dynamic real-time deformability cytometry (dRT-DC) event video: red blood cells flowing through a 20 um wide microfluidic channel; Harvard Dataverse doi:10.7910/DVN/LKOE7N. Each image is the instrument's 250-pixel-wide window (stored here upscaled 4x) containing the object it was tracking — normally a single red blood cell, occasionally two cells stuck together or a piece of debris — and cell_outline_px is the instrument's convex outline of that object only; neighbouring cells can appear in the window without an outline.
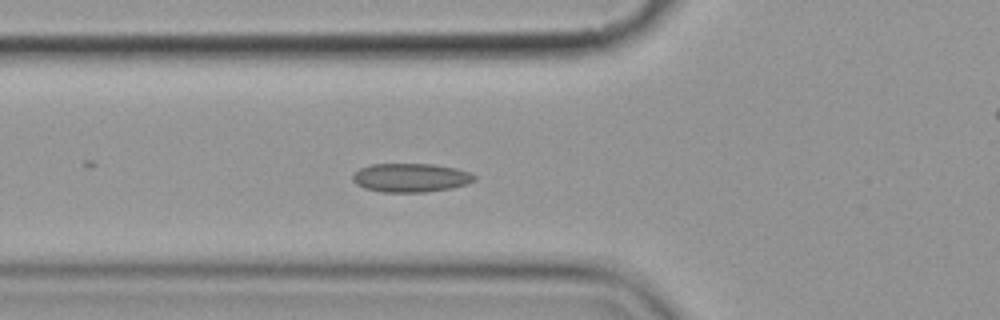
{"species": "common noctule bat (a hibernating species)", "species_latin": "Nyctalus noctula", "temperature_condition": "cold", "stored_images_in_passage": 6, "segment_of_instrument_passage": [1, 2], "camera_frame_rate_fps": 3000, "um_per_image_px": 0.085, "animal": {"sex": "female", "body_mass_g": 19.9}, "frame": {"image": 1, "passage_image": 5, "time_ms": 5.333, "image_size_px": [1000, 320], "cell_outline_px": [[476, 180], [452, 188], [424, 192], [380, 192], [364, 188], [356, 184], [352, 180], [352, 176], [360, 168], [372, 164], [432, 164], [452, 168], [468, 172], [476, 176]], "centroid_in_image_um": [34.87, 15.11], "position_along_channel_um": 90.9, "area_um2": 20.23}}